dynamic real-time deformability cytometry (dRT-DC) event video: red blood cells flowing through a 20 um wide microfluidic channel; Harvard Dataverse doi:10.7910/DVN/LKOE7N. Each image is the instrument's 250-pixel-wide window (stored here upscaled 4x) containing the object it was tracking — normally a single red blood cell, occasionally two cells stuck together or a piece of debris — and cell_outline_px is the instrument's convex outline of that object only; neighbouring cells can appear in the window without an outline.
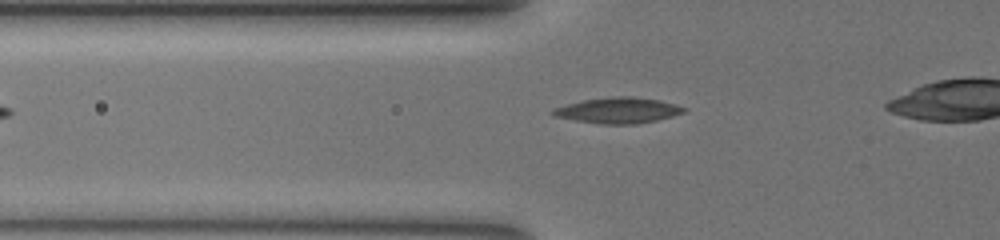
{"species": "common noctule bat (a hibernating species)", "species_latin": "Nyctalus noctula", "temperature_condition": "warm", "stored_images_in_passage": 32, "camera_frame_rate_fps": 3000, "um_per_image_px": 0.085, "animal": {"sex": "female", "body_mass_g": 19.5, "forearm_length_mm": 54.1}, "frame": {"image": 1, "passage_image": 3, "time_ms": 0.667, "image_size_px": [1000, 240], "cell_outline_px": [[684, 112], [672, 116], [656, 120], [636, 124], [600, 124], [552, 116], [548, 112], [552, 108], [584, 100], [612, 96], [632, 96], [656, 100], [672, 104], [684, 108]], "centroid_in_image_um": [52.44, 9.39], "position_along_channel_um": 73.4, "area_um2": 19.42}}
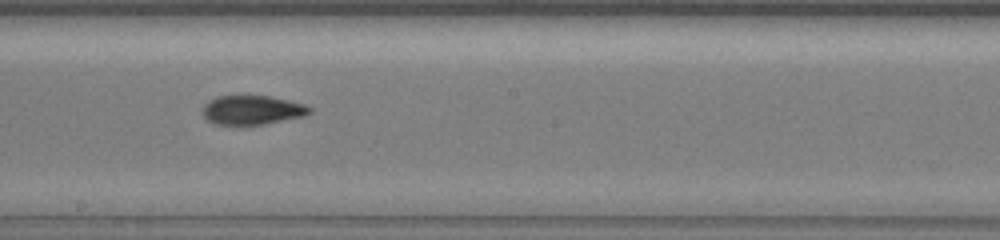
{"frame": {"image": 2, "passage_image": 15, "time_ms": 4.667, "image_size_px": [1000, 240], "cell_outline_px": [[312, 112], [304, 116], [264, 124], [216, 124], [208, 120], [204, 116], [204, 104], [208, 100], [220, 96], [268, 96], [288, 100], [304, 104], [312, 108]], "centroid_in_image_um": [21.46, 9.34], "position_along_channel_um": 226.7, "area_um2": 17.92}}
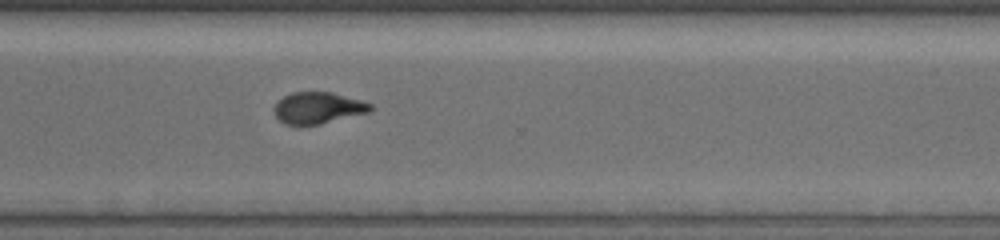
{"frame": {"image": 3, "passage_image": 24, "time_ms": 7.667, "image_size_px": [1000, 240], "cell_outline_px": [[372, 108], [368, 112], [320, 124], [284, 124], [276, 116], [276, 104], [284, 96], [292, 92], [332, 92], [360, 100], [372, 104]], "centroid_in_image_um": [27.05, 9.16], "position_along_channel_um": 343.6, "area_um2": 17.22}}